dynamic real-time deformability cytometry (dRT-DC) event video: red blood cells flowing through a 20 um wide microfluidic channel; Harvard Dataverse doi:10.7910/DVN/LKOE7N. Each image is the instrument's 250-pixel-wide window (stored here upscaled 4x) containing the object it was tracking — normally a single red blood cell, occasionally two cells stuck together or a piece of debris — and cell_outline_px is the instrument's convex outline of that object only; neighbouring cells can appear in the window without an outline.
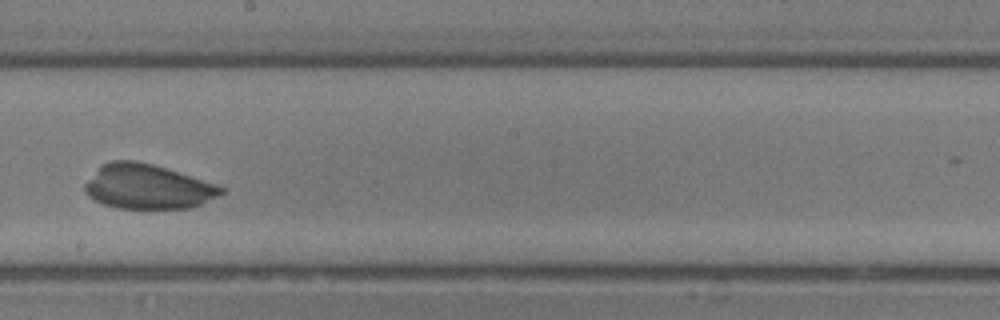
{"species": "common noctule bat (a hibernating species)", "species_latin": "Nyctalus noctula", "temperature_condition": "room temperature", "stored_images_in_passage": 22, "camera_frame_rate_fps": 3000, "um_per_image_px": 0.085, "animal": {"sex": "male", "body_mass_g": 13.3}, "frame": {"image": 1, "passage_image": 12, "time_ms": 3.667, "image_size_px": [1000, 320], "cell_outline_px": [[224, 192], [192, 208], [116, 208], [92, 200], [84, 192], [84, 184], [100, 164], [112, 160], [132, 160], [152, 164], [216, 184], [224, 188]], "centroid_in_image_um": [12.48, 15.86], "position_along_channel_um": 235.7, "area_um2": 35.26}}
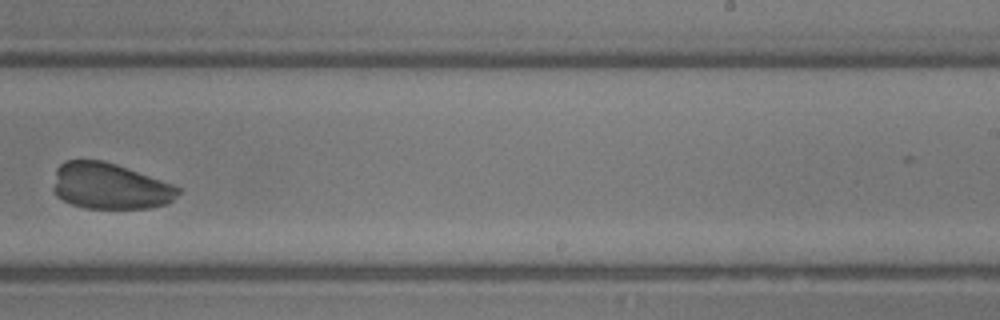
{"frame": {"image": 2, "passage_image": 14, "time_ms": 4.333, "image_size_px": [1000, 320], "cell_outline_px": [[180, 192], [168, 204], [148, 208], [84, 208], [72, 204], [56, 196], [52, 188], [56, 168], [64, 160], [104, 160], [128, 168], [172, 184], [180, 188]], "centroid_in_image_um": [9.31, 15.82], "position_along_channel_um": 279.7, "area_um2": 33.64}}
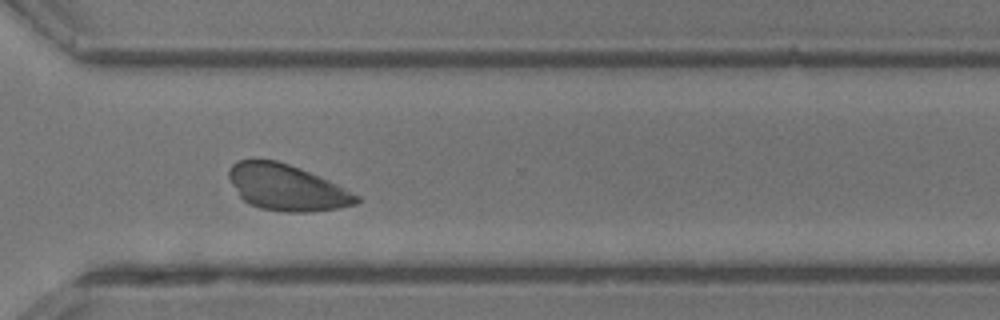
{"frame": {"image": 3, "passage_image": 17, "time_ms": 5.333, "image_size_px": [1000, 320], "cell_outline_px": [[360, 200], [356, 204], [340, 208], [312, 212], [284, 212], [260, 208], [248, 204], [240, 196], [232, 184], [228, 176], [228, 168], [232, 164], [240, 160], [276, 160], [300, 168], [328, 180], [360, 196]], "centroid_in_image_um": [24.37, 15.95], "position_along_channel_um": 346.2, "area_um2": 34.16}}